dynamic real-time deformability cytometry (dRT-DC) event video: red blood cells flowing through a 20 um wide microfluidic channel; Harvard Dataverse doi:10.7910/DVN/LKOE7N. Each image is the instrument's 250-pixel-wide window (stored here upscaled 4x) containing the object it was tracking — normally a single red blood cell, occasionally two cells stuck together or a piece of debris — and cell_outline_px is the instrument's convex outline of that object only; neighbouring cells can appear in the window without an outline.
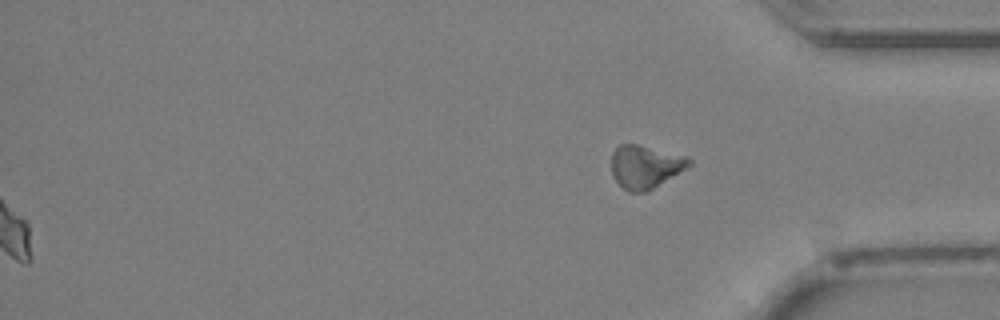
{"species": "Egyptian fruit bat (a non-hibernating species)", "species_latin": "Rousettus aegyptiacus", "temperature_condition": "cold", "stored_images_in_passage": 39, "segment_of_instrument_passage": [2, 2], "camera_frame_rate_fps": 3000, "um_per_image_px": 0.085, "animal": {"sex": "female"}, "frame": {"image": 1, "passage_image": 39, "time_ms": 12.667, "image_size_px": [1000, 320], "cell_outline_px": [[692, 164], [648, 192], [628, 192], [612, 176], [612, 152], [620, 144], [636, 144], [684, 156], [692, 160]], "centroid_in_image_um": [54.83, 14.18], "position_along_channel_um": 380.4, "area_um2": 19.25}}